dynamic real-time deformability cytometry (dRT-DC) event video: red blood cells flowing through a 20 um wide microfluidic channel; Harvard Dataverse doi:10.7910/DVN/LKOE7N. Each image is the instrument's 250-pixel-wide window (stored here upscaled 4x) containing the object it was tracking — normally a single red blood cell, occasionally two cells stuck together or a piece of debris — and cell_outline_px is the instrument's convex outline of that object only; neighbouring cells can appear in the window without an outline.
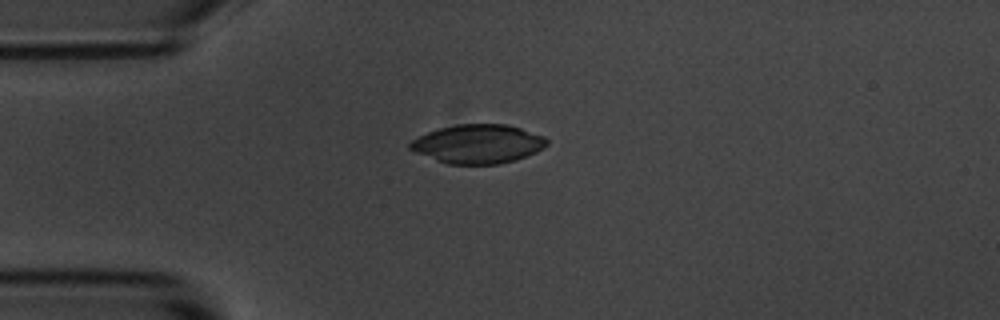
{"species": "common noctule bat (a hibernating species)", "species_latin": "Nyctalus noctula", "temperature_condition": "room temperature", "stored_images_in_passage": 6, "camera_frame_rate_fps": 3000, "um_per_image_px": 0.085, "animal": {"sex": "male", "body_mass_g": 20.1, "forearm_length_mm": 53.5}, "frame": {"image": 1, "passage_image": 6, "time_ms": 6.667, "image_size_px": [1000, 320], "cell_outline_px": [[548, 144], [544, 148], [536, 152], [516, 160], [500, 164], [448, 164], [416, 152], [408, 148], [408, 144], [412, 140], [428, 132], [440, 128], [456, 124], [508, 124], [544, 136], [548, 140]], "centroid_in_image_um": [40.66, 12.23], "position_along_channel_um": 44.3, "area_um2": 30.92}}